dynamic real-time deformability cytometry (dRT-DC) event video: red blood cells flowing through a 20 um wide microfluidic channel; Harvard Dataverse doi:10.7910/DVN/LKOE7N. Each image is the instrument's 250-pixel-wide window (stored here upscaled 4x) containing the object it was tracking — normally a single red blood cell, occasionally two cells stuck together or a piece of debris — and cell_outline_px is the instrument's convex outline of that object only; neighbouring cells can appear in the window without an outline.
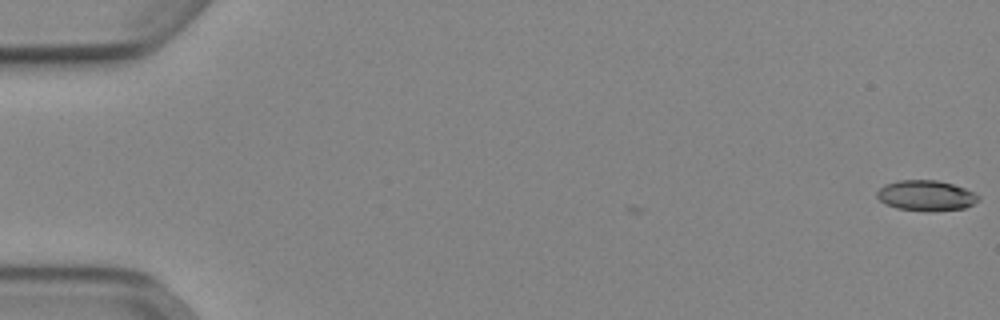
{"species": "Egyptian fruit bat (a non-hibernating species)", "species_latin": "Rousettus aegyptiacus", "temperature_condition": "cold", "stored_images_in_passage": 8, "camera_frame_rate_fps": 3000, "um_per_image_px": 0.085, "animal": {"sex": "female"}, "frame": {"image": 1, "passage_image": 1, "time_ms": 0.0, "image_size_px": [1000, 320], "cell_outline_px": [[980, 200], [964, 208], [928, 212], [896, 208], [884, 204], [876, 196], [876, 192], [884, 184], [896, 180], [936, 180], [952, 184], [964, 188], [980, 196]], "centroid_in_image_um": [78.67, 16.63], "position_along_channel_um": 6.3, "area_um2": 18.15}}